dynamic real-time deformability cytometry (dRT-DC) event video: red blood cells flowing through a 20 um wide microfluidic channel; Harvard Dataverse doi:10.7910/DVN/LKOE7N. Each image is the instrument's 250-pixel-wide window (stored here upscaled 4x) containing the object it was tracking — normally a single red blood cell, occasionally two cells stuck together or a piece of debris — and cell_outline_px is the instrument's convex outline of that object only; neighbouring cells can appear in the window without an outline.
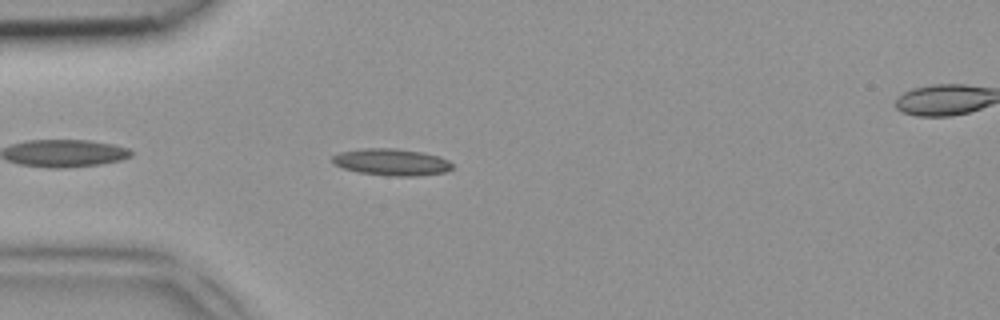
{"species": "common noctule bat (a hibernating species)", "species_latin": "Nyctalus noctula", "temperature_condition": "room temperature", "stored_images_in_passage": 13, "camera_frame_rate_fps": 3000, "um_per_image_px": 0.085, "animal": {"sex": "female", "body_mass_g": 18.4}, "frame": {"image": 1, "passage_image": 3, "time_ms": 0.667, "image_size_px": [1000, 320], "cell_outline_px": [[452, 168], [444, 172], [416, 176], [388, 176], [360, 172], [344, 168], [336, 164], [332, 160], [332, 156], [340, 152], [364, 148], [396, 148], [424, 152], [440, 156], [448, 160], [452, 164]], "centroid_in_image_um": [33.31, 13.77], "position_along_channel_um": 51.7, "area_um2": 18.67}}
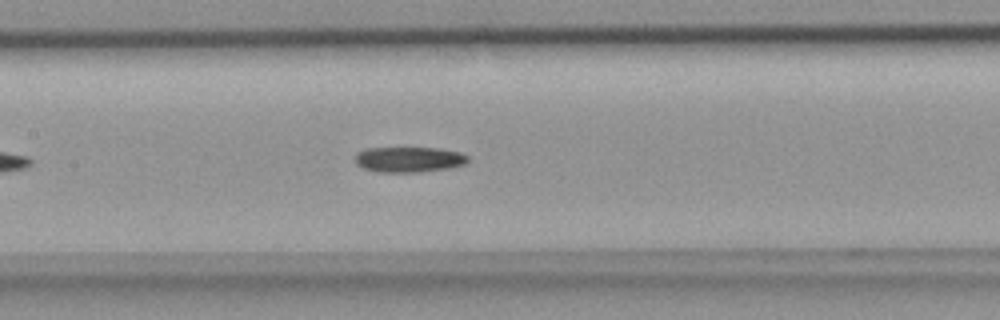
{"frame": {"image": 2, "passage_image": 12, "time_ms": 3.667, "image_size_px": [1000, 320], "cell_outline_px": [[468, 160], [464, 164], [448, 168], [416, 172], [380, 172], [364, 168], [356, 164], [356, 152], [364, 148], [440, 148], [460, 152], [468, 156]], "centroid_in_image_um": [34.74, 13.54], "position_along_channel_um": 172.7, "area_um2": 16.65}}